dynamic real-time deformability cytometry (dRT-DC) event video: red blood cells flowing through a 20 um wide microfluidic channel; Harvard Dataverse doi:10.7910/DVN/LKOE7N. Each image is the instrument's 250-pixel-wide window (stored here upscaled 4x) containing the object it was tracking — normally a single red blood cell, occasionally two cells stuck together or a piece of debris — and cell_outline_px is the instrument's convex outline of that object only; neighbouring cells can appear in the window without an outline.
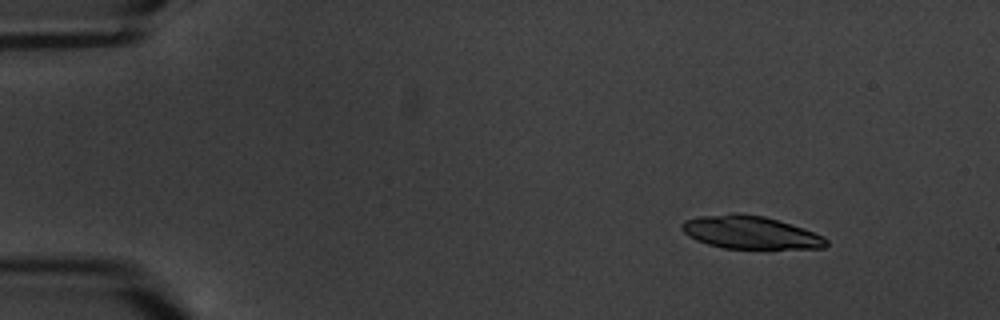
{"species": "common noctule bat (a hibernating species)", "species_latin": "Nyctalus noctula", "temperature_condition": "warm", "stored_images_in_passage": 5, "camera_frame_rate_fps": 3000, "um_per_image_px": 0.085, "animal": {"sex": "male", "body_mass_g": 20.1, "forearm_length_mm": 53.5}, "frame": {"image": 1, "passage_image": 2, "time_ms": 1.0, "image_size_px": [1000, 320], "cell_outline_px": [[828, 244], [824, 248], [724, 248], [708, 244], [696, 240], [688, 236], [680, 228], [680, 224], [684, 220], [700, 216], [732, 212], [744, 212], [764, 216], [804, 228], [824, 236], [828, 240]], "centroid_in_image_um": [63.75, 19.73], "position_along_channel_um": 21.2, "area_um2": 27.92}}
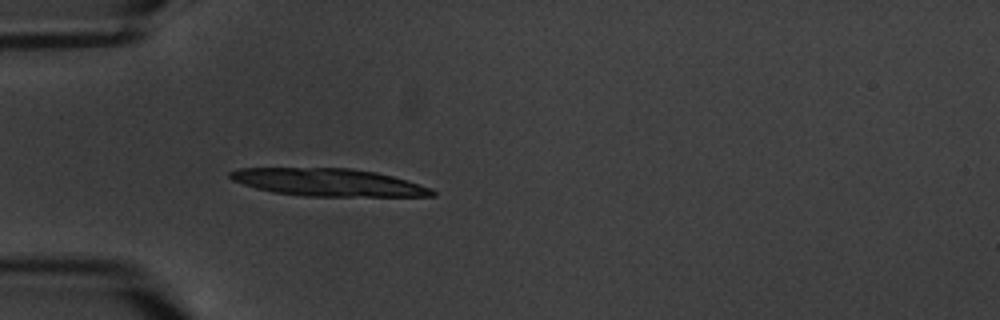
{"frame": {"image": 2, "passage_image": 5, "time_ms": 4.667, "image_size_px": [1000, 320], "cell_outline_px": [[436, 196], [304, 196], [272, 192], [256, 188], [232, 180], [228, 176], [228, 172], [240, 168], [352, 168], [376, 172], [408, 180], [432, 188], [436, 192]], "centroid_in_image_um": [27.92, 15.5], "position_along_channel_um": 57.1, "area_um2": 32.54}}